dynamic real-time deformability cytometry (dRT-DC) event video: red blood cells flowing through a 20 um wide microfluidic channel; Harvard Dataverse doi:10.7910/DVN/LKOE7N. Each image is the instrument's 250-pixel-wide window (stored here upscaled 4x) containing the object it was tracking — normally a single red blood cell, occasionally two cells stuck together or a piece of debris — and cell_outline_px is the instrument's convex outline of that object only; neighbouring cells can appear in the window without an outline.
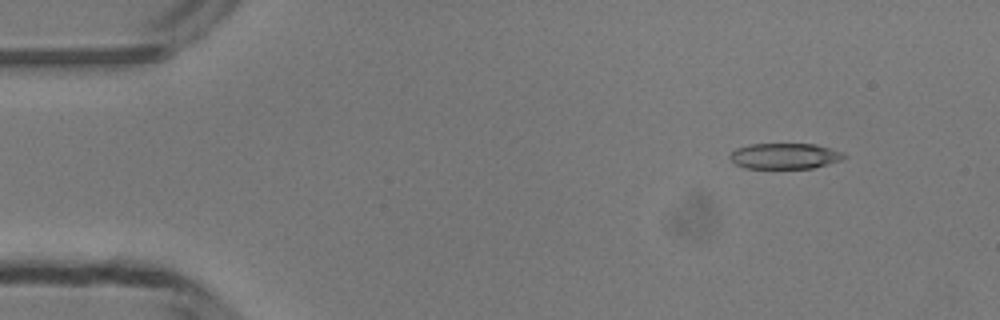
{"species": "common noctule bat (a hibernating species)", "species_latin": "Nyctalus noctula", "temperature_condition": "room temperature", "stored_images_in_passage": 47, "camera_frame_rate_fps": 3000, "um_per_image_px": 0.085, "animal": {"sex": "male", "body_mass_g": 13.3}, "frame": {"image": 1, "passage_image": 4, "time_ms": 1.0, "image_size_px": [1000, 320], "cell_outline_px": [[848, 156], [840, 160], [812, 168], [744, 168], [736, 164], [728, 156], [736, 148], [752, 144], [816, 144], [844, 152]], "centroid_in_image_um": [66.72, 13.26], "position_along_channel_um": 18.3, "area_um2": 17.05}}
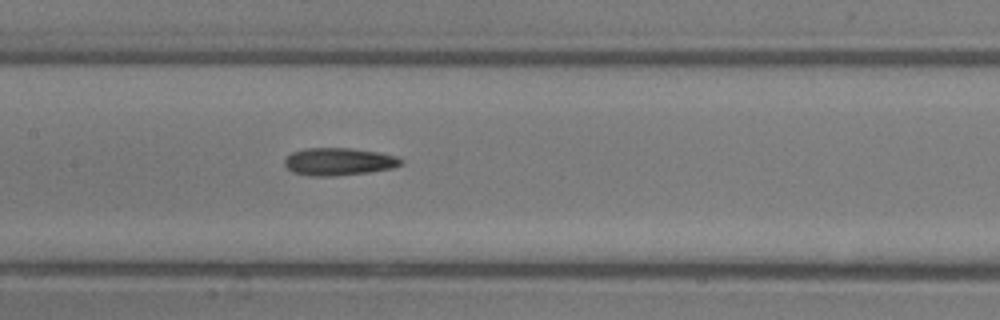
{"frame": {"image": 2, "passage_image": 22, "time_ms": 7.0, "image_size_px": [1000, 320], "cell_outline_px": [[404, 164], [392, 168], [368, 172], [336, 176], [308, 176], [292, 172], [284, 164], [284, 160], [292, 152], [304, 148], [352, 148], [380, 152], [396, 156], [404, 160]], "centroid_in_image_um": [28.81, 13.73], "position_along_channel_um": 178.6, "area_um2": 18.9}}
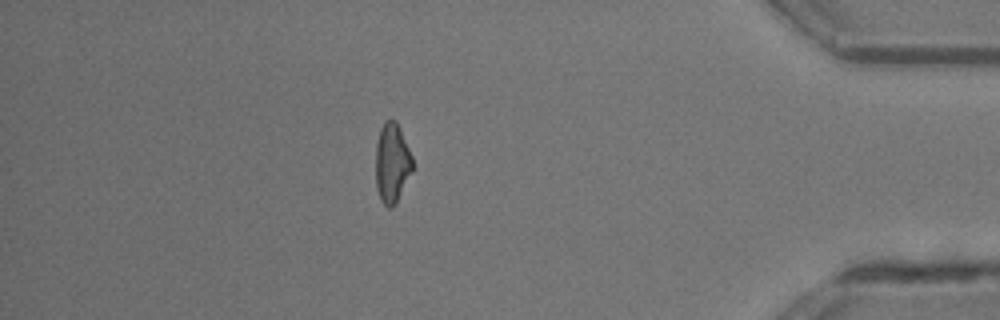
{"frame": {"image": 3, "passage_image": 41, "time_ms": 13.333, "image_size_px": [1000, 320], "cell_outline_px": [[412, 172], [396, 204], [392, 208], [388, 208], [380, 200], [376, 188], [376, 144], [380, 128], [384, 120], [396, 120], [412, 156]], "centroid_in_image_um": [33.31, 13.88], "position_along_channel_um": 401.9, "area_um2": 17.22}, "authors_computed_cell_mechanics": {"area_um2": 18.1492, "velocity_mm_per_s": 4.234, "shape_relaxation_time_tau1_ms": 5.4575, "shape_relaxation_time_tau2_ms": 4.123, "deformation_change_tau1": 0.1453, "deformation_change_tau2": 0.1544}}